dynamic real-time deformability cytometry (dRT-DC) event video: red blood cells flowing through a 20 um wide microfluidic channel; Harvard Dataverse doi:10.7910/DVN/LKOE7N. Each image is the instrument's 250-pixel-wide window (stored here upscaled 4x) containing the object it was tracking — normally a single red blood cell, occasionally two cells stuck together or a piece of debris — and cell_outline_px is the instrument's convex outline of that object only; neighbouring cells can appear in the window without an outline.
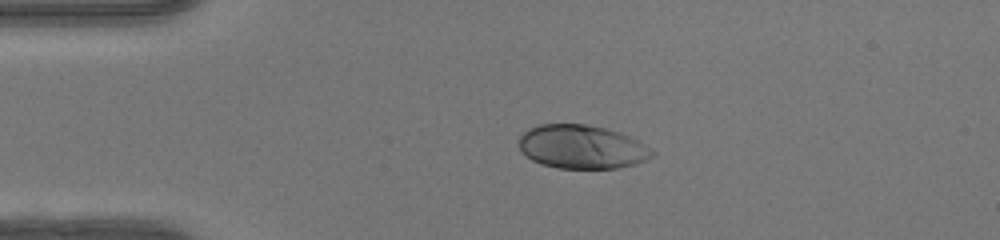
{"species": "human", "species_latin": "Homo sapiens", "temperature_condition": "warm", "stored_images_in_passage": 39, "camera_frame_rate_fps": 3000, "um_per_image_px": 0.085, "donor": {"sex": "female"}, "frame": {"image": 1, "passage_image": 1, "time_ms": 0.0, "image_size_px": [1000, 240], "cell_outline_px": [[656, 152], [652, 156], [636, 164], [616, 168], [556, 168], [540, 164], [524, 156], [520, 152], [520, 136], [528, 128], [540, 124], [584, 124], [604, 128], [620, 132], [644, 144]], "centroid_in_image_um": [49.42, 12.49], "position_along_channel_um": 35.6, "area_um2": 33.93}}
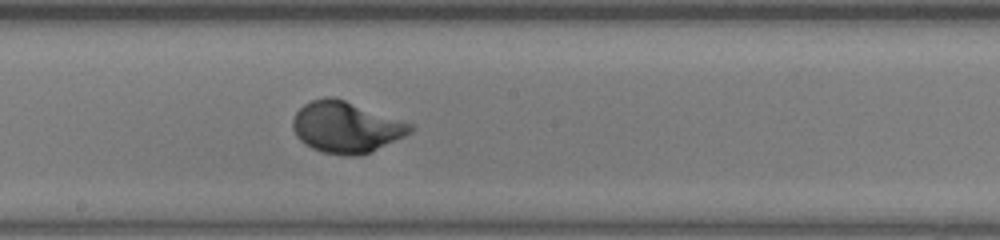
{"frame": {"image": 2, "passage_image": 17, "time_ms": 5.333, "image_size_px": [1000, 240], "cell_outline_px": [[416, 128], [412, 132], [404, 136], [360, 156], [344, 156], [320, 152], [304, 144], [296, 136], [292, 128], [292, 120], [296, 112], [304, 104], [312, 100], [324, 96], [332, 96], [344, 100], [412, 124]], "centroid_in_image_um": [29.37, 10.82], "position_along_channel_um": 218.8, "area_um2": 34.97}}
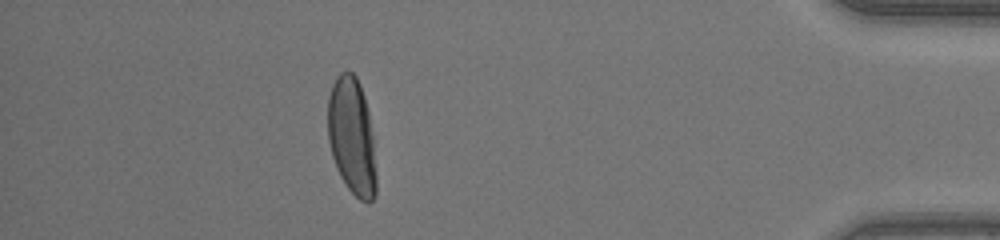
{"frame": {"image": 3, "passage_image": 34, "time_ms": 11.0, "image_size_px": [1000, 240], "cell_outline_px": [[376, 192], [372, 200], [368, 204], [360, 200], [348, 188], [340, 176], [336, 168], [332, 156], [328, 140], [328, 96], [332, 84], [336, 76], [340, 72], [352, 72], [356, 76], [360, 84], [364, 96], [368, 112], [372, 136], [376, 172]], "centroid_in_image_um": [29.89, 11.6], "position_along_channel_um": 405.3, "area_um2": 33.06}, "authors_computed_cell_mechanics": {"area_um2": 33.813, "velocity_mm_per_s": 4.1882, "shape_relaxation_time_tau1_ms": 2.6081, "shape_relaxation_time_tau2_ms": null, "deformation_change_tau1": 0.1812, "deformation_change_tau2": null}}